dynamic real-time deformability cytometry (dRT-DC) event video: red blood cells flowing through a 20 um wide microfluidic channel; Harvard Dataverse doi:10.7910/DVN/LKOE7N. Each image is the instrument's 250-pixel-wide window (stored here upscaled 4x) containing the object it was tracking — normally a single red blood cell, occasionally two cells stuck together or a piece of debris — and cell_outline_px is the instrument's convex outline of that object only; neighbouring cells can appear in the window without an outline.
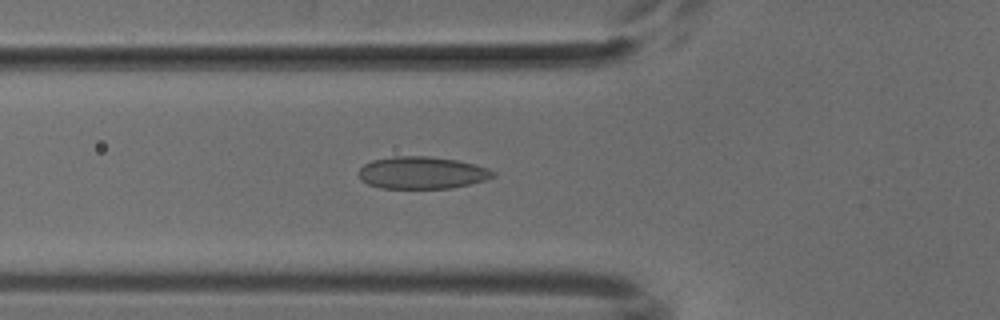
{"species": "common noctule bat (a hibernating species)", "species_latin": "Nyctalus noctula", "temperature_condition": "cold", "stored_images_in_passage": 47, "camera_frame_rate_fps": 3000, "um_per_image_px": 0.085, "animal": {"sex": "male", "body_mass_g": 18.8}, "frame": {"image": 1, "passage_image": 13, "time_ms": 4.0, "image_size_px": [1000, 320], "cell_outline_px": [[496, 176], [484, 180], [468, 184], [448, 188], [380, 188], [368, 184], [360, 180], [360, 168], [364, 164], [372, 160], [392, 156], [428, 156], [456, 160], [488, 168], [496, 172]], "centroid_in_image_um": [35.85, 14.68], "position_along_channel_um": 90.0, "area_um2": 25.09}}
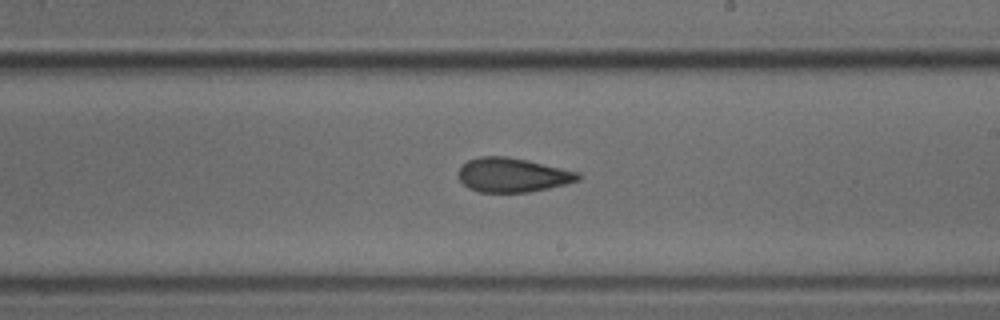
{"frame": {"image": 2, "passage_image": 25, "time_ms": 8.0, "image_size_px": [1000, 320], "cell_outline_px": [[584, 176], [580, 180], [548, 188], [528, 192], [480, 192], [468, 188], [460, 180], [460, 168], [468, 160], [480, 156], [504, 156], [524, 160], [580, 172]], "centroid_in_image_um": [43.6, 14.88], "position_along_channel_um": 245.4, "area_um2": 23.58}}
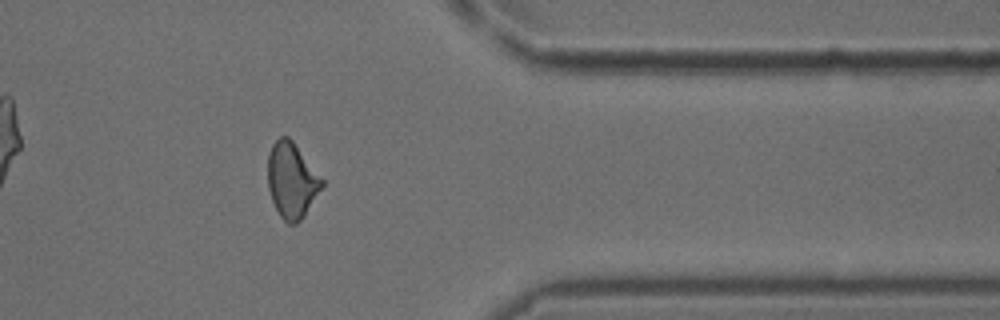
{"frame": {"image": 3, "passage_image": 37, "time_ms": 12.0, "image_size_px": [1000, 320], "cell_outline_px": [[324, 184], [304, 216], [296, 224], [288, 224], [280, 216], [272, 200], [268, 188], [268, 152], [272, 144], [280, 136], [288, 136], [292, 140], [324, 180]], "centroid_in_image_um": [24.79, 15.32], "position_along_channel_um": 386.6, "area_um2": 23.7}}